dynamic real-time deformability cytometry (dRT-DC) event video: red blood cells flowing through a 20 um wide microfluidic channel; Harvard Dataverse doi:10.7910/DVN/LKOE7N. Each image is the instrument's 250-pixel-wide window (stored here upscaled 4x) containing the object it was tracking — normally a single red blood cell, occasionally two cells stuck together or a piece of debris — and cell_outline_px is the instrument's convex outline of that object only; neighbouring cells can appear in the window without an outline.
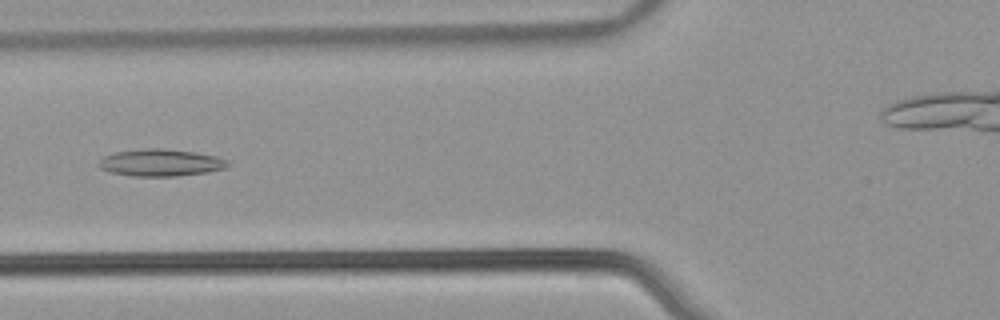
{"species": "common noctule bat (a hibernating species)", "species_latin": "Nyctalus noctula", "temperature_condition": "warm", "stored_images_in_passage": 54, "camera_frame_rate_fps": 3000, "um_per_image_px": 0.085, "animal": {"sex": "male", "body_mass_g": 21.5, "forearm_length_mm": 52.0}, "frame": {"image": 1, "passage_image": 21, "time_ms": 6.667, "image_size_px": [1000, 320], "cell_outline_px": [[228, 164], [224, 168], [208, 172], [176, 176], [132, 176], [108, 172], [100, 168], [100, 160], [104, 156], [116, 152], [144, 148], [164, 148], [196, 152], [216, 156], [228, 160]], "centroid_in_image_um": [13.65, 13.82], "position_along_channel_um": 112.1, "area_um2": 20.35}}
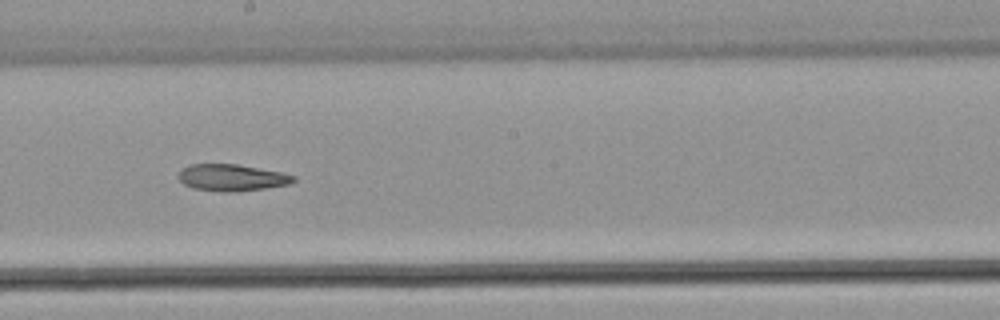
{"frame": {"image": 2, "passage_image": 30, "time_ms": 9.667, "image_size_px": [1000, 320], "cell_outline_px": [[296, 180], [288, 184], [264, 188], [236, 192], [224, 192], [192, 188], [184, 184], [180, 180], [180, 172], [188, 164], [236, 164], [280, 172], [296, 176]], "centroid_in_image_um": [19.7, 15.1], "position_along_channel_um": 228.5, "area_um2": 17.69}}
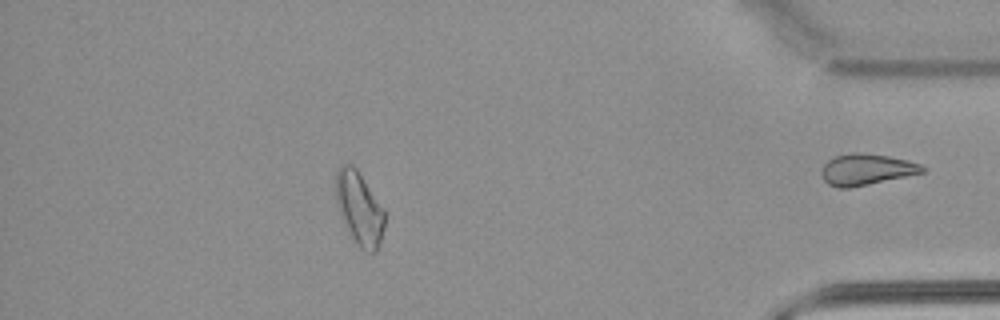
{"frame": {"image": 3, "passage_image": 47, "time_ms": 15.333, "image_size_px": [1000, 320], "cell_outline_px": [[384, 228], [376, 252], [364, 252], [356, 244], [336, 204], [336, 168], [340, 164], [352, 164], [356, 168], [384, 208]], "centroid_in_image_um": [30.54, 17.68], "position_along_channel_um": 404.7, "area_um2": 20.58}}